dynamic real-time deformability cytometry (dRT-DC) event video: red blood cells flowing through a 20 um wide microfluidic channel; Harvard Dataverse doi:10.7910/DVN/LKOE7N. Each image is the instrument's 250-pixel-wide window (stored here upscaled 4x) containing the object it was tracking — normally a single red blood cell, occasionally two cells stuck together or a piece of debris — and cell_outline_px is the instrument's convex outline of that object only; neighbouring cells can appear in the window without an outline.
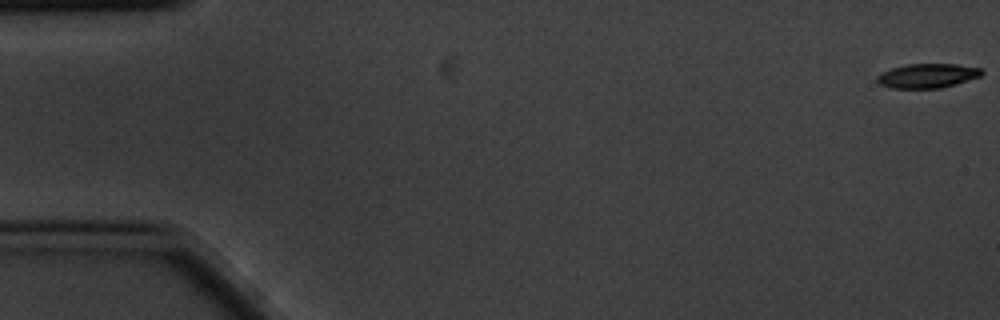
{"species": "common noctule bat (a hibernating species)", "species_latin": "Nyctalus noctula", "temperature_condition": "cold", "stored_images_in_passage": 5, "camera_frame_rate_fps": 3000, "um_per_image_px": 0.085, "animal": {"sex": "male", "body_mass_g": 20.1, "forearm_length_mm": 53.5}, "frame": {"image": 1, "passage_image": 1, "time_ms": 0.0, "image_size_px": [1000, 320], "cell_outline_px": [[984, 72], [980, 76], [956, 84], [940, 88], [892, 88], [880, 84], [876, 80], [876, 76], [892, 68], [908, 64], [956, 64], [980, 68]], "centroid_in_image_um": [78.84, 6.44], "position_along_channel_um": 6.2, "area_um2": 14.68}}